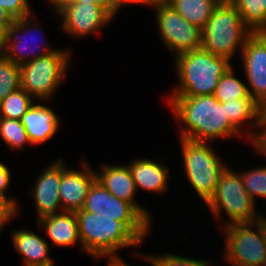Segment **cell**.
<instances>
[{
	"instance_id": "42",
	"label": "cell",
	"mask_w": 266,
	"mask_h": 266,
	"mask_svg": "<svg viewBox=\"0 0 266 266\" xmlns=\"http://www.w3.org/2000/svg\"><path fill=\"white\" fill-rule=\"evenodd\" d=\"M260 109L261 115L258 122H266V102L261 106Z\"/></svg>"
},
{
	"instance_id": "31",
	"label": "cell",
	"mask_w": 266,
	"mask_h": 266,
	"mask_svg": "<svg viewBox=\"0 0 266 266\" xmlns=\"http://www.w3.org/2000/svg\"><path fill=\"white\" fill-rule=\"evenodd\" d=\"M0 6L14 20L30 16L34 13L30 0H0Z\"/></svg>"
},
{
	"instance_id": "18",
	"label": "cell",
	"mask_w": 266,
	"mask_h": 266,
	"mask_svg": "<svg viewBox=\"0 0 266 266\" xmlns=\"http://www.w3.org/2000/svg\"><path fill=\"white\" fill-rule=\"evenodd\" d=\"M50 102L35 101L21 118L32 146L37 147L50 141L61 127L60 117L57 111L49 106Z\"/></svg>"
},
{
	"instance_id": "45",
	"label": "cell",
	"mask_w": 266,
	"mask_h": 266,
	"mask_svg": "<svg viewBox=\"0 0 266 266\" xmlns=\"http://www.w3.org/2000/svg\"><path fill=\"white\" fill-rule=\"evenodd\" d=\"M262 266H266V254H265V259L263 260Z\"/></svg>"
},
{
	"instance_id": "27",
	"label": "cell",
	"mask_w": 266,
	"mask_h": 266,
	"mask_svg": "<svg viewBox=\"0 0 266 266\" xmlns=\"http://www.w3.org/2000/svg\"><path fill=\"white\" fill-rule=\"evenodd\" d=\"M239 171L242 182L250 198L255 202L260 198L266 201V163L260 166L246 167ZM257 199V200H256Z\"/></svg>"
},
{
	"instance_id": "32",
	"label": "cell",
	"mask_w": 266,
	"mask_h": 266,
	"mask_svg": "<svg viewBox=\"0 0 266 266\" xmlns=\"http://www.w3.org/2000/svg\"><path fill=\"white\" fill-rule=\"evenodd\" d=\"M248 145L253 147L254 155H257L260 159L266 158V122H258L253 136L248 141Z\"/></svg>"
},
{
	"instance_id": "8",
	"label": "cell",
	"mask_w": 266,
	"mask_h": 266,
	"mask_svg": "<svg viewBox=\"0 0 266 266\" xmlns=\"http://www.w3.org/2000/svg\"><path fill=\"white\" fill-rule=\"evenodd\" d=\"M223 237L220 261L230 266H262L266 254V232L256 221L234 223L219 229Z\"/></svg>"
},
{
	"instance_id": "43",
	"label": "cell",
	"mask_w": 266,
	"mask_h": 266,
	"mask_svg": "<svg viewBox=\"0 0 266 266\" xmlns=\"http://www.w3.org/2000/svg\"><path fill=\"white\" fill-rule=\"evenodd\" d=\"M257 34L264 40V42L266 43V26L261 28Z\"/></svg>"
},
{
	"instance_id": "39",
	"label": "cell",
	"mask_w": 266,
	"mask_h": 266,
	"mask_svg": "<svg viewBox=\"0 0 266 266\" xmlns=\"http://www.w3.org/2000/svg\"><path fill=\"white\" fill-rule=\"evenodd\" d=\"M6 47V27L0 25V56L4 55Z\"/></svg>"
},
{
	"instance_id": "19",
	"label": "cell",
	"mask_w": 266,
	"mask_h": 266,
	"mask_svg": "<svg viewBox=\"0 0 266 266\" xmlns=\"http://www.w3.org/2000/svg\"><path fill=\"white\" fill-rule=\"evenodd\" d=\"M44 237L28 228L11 231L12 246L21 256L22 266H57L51 258V246Z\"/></svg>"
},
{
	"instance_id": "11",
	"label": "cell",
	"mask_w": 266,
	"mask_h": 266,
	"mask_svg": "<svg viewBox=\"0 0 266 266\" xmlns=\"http://www.w3.org/2000/svg\"><path fill=\"white\" fill-rule=\"evenodd\" d=\"M159 39L172 59L177 55L200 49L202 30L186 21L169 3L152 7Z\"/></svg>"
},
{
	"instance_id": "24",
	"label": "cell",
	"mask_w": 266,
	"mask_h": 266,
	"mask_svg": "<svg viewBox=\"0 0 266 266\" xmlns=\"http://www.w3.org/2000/svg\"><path fill=\"white\" fill-rule=\"evenodd\" d=\"M241 15L246 26L257 33L266 26V0H229Z\"/></svg>"
},
{
	"instance_id": "40",
	"label": "cell",
	"mask_w": 266,
	"mask_h": 266,
	"mask_svg": "<svg viewBox=\"0 0 266 266\" xmlns=\"http://www.w3.org/2000/svg\"><path fill=\"white\" fill-rule=\"evenodd\" d=\"M106 266H131L128 261L123 260H106ZM133 266V265H132Z\"/></svg>"
},
{
	"instance_id": "12",
	"label": "cell",
	"mask_w": 266,
	"mask_h": 266,
	"mask_svg": "<svg viewBox=\"0 0 266 266\" xmlns=\"http://www.w3.org/2000/svg\"><path fill=\"white\" fill-rule=\"evenodd\" d=\"M54 17L59 30L74 41L96 36L114 23V18L102 7L93 3L73 2L62 7ZM106 27V28H105Z\"/></svg>"
},
{
	"instance_id": "15",
	"label": "cell",
	"mask_w": 266,
	"mask_h": 266,
	"mask_svg": "<svg viewBox=\"0 0 266 266\" xmlns=\"http://www.w3.org/2000/svg\"><path fill=\"white\" fill-rule=\"evenodd\" d=\"M249 95L262 106L266 102V43L253 33L239 56Z\"/></svg>"
},
{
	"instance_id": "17",
	"label": "cell",
	"mask_w": 266,
	"mask_h": 266,
	"mask_svg": "<svg viewBox=\"0 0 266 266\" xmlns=\"http://www.w3.org/2000/svg\"><path fill=\"white\" fill-rule=\"evenodd\" d=\"M128 162L138 193L142 190L162 197L171 189L169 180L173 177L170 175L172 168L161 161V158L156 161L154 158L139 156Z\"/></svg>"
},
{
	"instance_id": "1",
	"label": "cell",
	"mask_w": 266,
	"mask_h": 266,
	"mask_svg": "<svg viewBox=\"0 0 266 266\" xmlns=\"http://www.w3.org/2000/svg\"><path fill=\"white\" fill-rule=\"evenodd\" d=\"M165 100L175 118L178 138L211 143L234 138L249 141L227 118L225 102L214 95L166 96Z\"/></svg>"
},
{
	"instance_id": "16",
	"label": "cell",
	"mask_w": 266,
	"mask_h": 266,
	"mask_svg": "<svg viewBox=\"0 0 266 266\" xmlns=\"http://www.w3.org/2000/svg\"><path fill=\"white\" fill-rule=\"evenodd\" d=\"M95 170L96 180L116 198L130 203L151 225L154 224L155 213L137 201V190L127 163H102Z\"/></svg>"
},
{
	"instance_id": "29",
	"label": "cell",
	"mask_w": 266,
	"mask_h": 266,
	"mask_svg": "<svg viewBox=\"0 0 266 266\" xmlns=\"http://www.w3.org/2000/svg\"><path fill=\"white\" fill-rule=\"evenodd\" d=\"M21 88V71L7 57L0 56V102L11 92Z\"/></svg>"
},
{
	"instance_id": "7",
	"label": "cell",
	"mask_w": 266,
	"mask_h": 266,
	"mask_svg": "<svg viewBox=\"0 0 266 266\" xmlns=\"http://www.w3.org/2000/svg\"><path fill=\"white\" fill-rule=\"evenodd\" d=\"M71 56L70 49L56 48L53 52L21 65V88L36 101L54 100L67 79L73 62Z\"/></svg>"
},
{
	"instance_id": "13",
	"label": "cell",
	"mask_w": 266,
	"mask_h": 266,
	"mask_svg": "<svg viewBox=\"0 0 266 266\" xmlns=\"http://www.w3.org/2000/svg\"><path fill=\"white\" fill-rule=\"evenodd\" d=\"M79 167L69 164L61 157V182L59 196L62 211L81 210L91 185L96 181L93 165L81 155ZM92 166V167H91Z\"/></svg>"
},
{
	"instance_id": "28",
	"label": "cell",
	"mask_w": 266,
	"mask_h": 266,
	"mask_svg": "<svg viewBox=\"0 0 266 266\" xmlns=\"http://www.w3.org/2000/svg\"><path fill=\"white\" fill-rule=\"evenodd\" d=\"M165 252V253H164ZM162 253V254H161ZM161 253L156 254V252H147L143 255L150 261L152 266H217L212 263V260L208 259H199L193 257L184 256L185 254L176 252H166L161 251Z\"/></svg>"
},
{
	"instance_id": "2",
	"label": "cell",
	"mask_w": 266,
	"mask_h": 266,
	"mask_svg": "<svg viewBox=\"0 0 266 266\" xmlns=\"http://www.w3.org/2000/svg\"><path fill=\"white\" fill-rule=\"evenodd\" d=\"M75 213L82 251L93 261L123 260L120 250L126 248L133 249L131 256L136 260L143 255V251L136 250L143 243L122 222L85 210Z\"/></svg>"
},
{
	"instance_id": "37",
	"label": "cell",
	"mask_w": 266,
	"mask_h": 266,
	"mask_svg": "<svg viewBox=\"0 0 266 266\" xmlns=\"http://www.w3.org/2000/svg\"><path fill=\"white\" fill-rule=\"evenodd\" d=\"M14 22V19L9 15L7 11H5L0 6V25L7 27L8 25L12 24Z\"/></svg>"
},
{
	"instance_id": "5",
	"label": "cell",
	"mask_w": 266,
	"mask_h": 266,
	"mask_svg": "<svg viewBox=\"0 0 266 266\" xmlns=\"http://www.w3.org/2000/svg\"><path fill=\"white\" fill-rule=\"evenodd\" d=\"M180 157L184 181L190 184V189L206 204L214 195L218 179L228 165L220 156L211 142H197L186 138H179ZM214 147V148H213Z\"/></svg>"
},
{
	"instance_id": "36",
	"label": "cell",
	"mask_w": 266,
	"mask_h": 266,
	"mask_svg": "<svg viewBox=\"0 0 266 266\" xmlns=\"http://www.w3.org/2000/svg\"><path fill=\"white\" fill-rule=\"evenodd\" d=\"M46 4L51 8L52 13L56 14L62 7L75 2V0H46ZM53 8V9H52Z\"/></svg>"
},
{
	"instance_id": "30",
	"label": "cell",
	"mask_w": 266,
	"mask_h": 266,
	"mask_svg": "<svg viewBox=\"0 0 266 266\" xmlns=\"http://www.w3.org/2000/svg\"><path fill=\"white\" fill-rule=\"evenodd\" d=\"M12 174L13 173L11 169L8 167V164L7 163L5 164V162H1L0 160V200L10 203L12 206H14L17 209V217H18L21 213L20 211L22 203L20 202V199L17 200L18 197L16 195L14 196V193L12 195L9 194V189L12 188L10 186L14 178L12 177Z\"/></svg>"
},
{
	"instance_id": "35",
	"label": "cell",
	"mask_w": 266,
	"mask_h": 266,
	"mask_svg": "<svg viewBox=\"0 0 266 266\" xmlns=\"http://www.w3.org/2000/svg\"><path fill=\"white\" fill-rule=\"evenodd\" d=\"M110 1V6L111 8L119 14L125 6H133V5H138L137 0H109Z\"/></svg>"
},
{
	"instance_id": "25",
	"label": "cell",
	"mask_w": 266,
	"mask_h": 266,
	"mask_svg": "<svg viewBox=\"0 0 266 266\" xmlns=\"http://www.w3.org/2000/svg\"><path fill=\"white\" fill-rule=\"evenodd\" d=\"M0 139L7 149L13 151H25L32 144L21 120L0 117Z\"/></svg>"
},
{
	"instance_id": "20",
	"label": "cell",
	"mask_w": 266,
	"mask_h": 266,
	"mask_svg": "<svg viewBox=\"0 0 266 266\" xmlns=\"http://www.w3.org/2000/svg\"><path fill=\"white\" fill-rule=\"evenodd\" d=\"M38 230L45 232V237L49 238L50 246L60 249L73 248L76 244L82 250V244L79 238L78 223L75 212L63 211L61 213L41 218L37 221Z\"/></svg>"
},
{
	"instance_id": "41",
	"label": "cell",
	"mask_w": 266,
	"mask_h": 266,
	"mask_svg": "<svg viewBox=\"0 0 266 266\" xmlns=\"http://www.w3.org/2000/svg\"><path fill=\"white\" fill-rule=\"evenodd\" d=\"M266 208H264L265 210ZM264 212L262 210H259V218H258V222L262 225L263 229L266 232V213L263 214Z\"/></svg>"
},
{
	"instance_id": "38",
	"label": "cell",
	"mask_w": 266,
	"mask_h": 266,
	"mask_svg": "<svg viewBox=\"0 0 266 266\" xmlns=\"http://www.w3.org/2000/svg\"><path fill=\"white\" fill-rule=\"evenodd\" d=\"M169 0H137V3L139 6H143V7H154L156 5H159V4H165V3H168ZM141 4V5H140Z\"/></svg>"
},
{
	"instance_id": "10",
	"label": "cell",
	"mask_w": 266,
	"mask_h": 266,
	"mask_svg": "<svg viewBox=\"0 0 266 266\" xmlns=\"http://www.w3.org/2000/svg\"><path fill=\"white\" fill-rule=\"evenodd\" d=\"M81 210L122 222L143 244L152 225L128 202L113 196L97 180L91 185Z\"/></svg>"
},
{
	"instance_id": "9",
	"label": "cell",
	"mask_w": 266,
	"mask_h": 266,
	"mask_svg": "<svg viewBox=\"0 0 266 266\" xmlns=\"http://www.w3.org/2000/svg\"><path fill=\"white\" fill-rule=\"evenodd\" d=\"M42 26L34 13L14 20L12 24L6 27L4 56L17 66H21L33 59L55 51L57 47L52 44L50 46L49 39L45 35L46 31Z\"/></svg>"
},
{
	"instance_id": "46",
	"label": "cell",
	"mask_w": 266,
	"mask_h": 266,
	"mask_svg": "<svg viewBox=\"0 0 266 266\" xmlns=\"http://www.w3.org/2000/svg\"><path fill=\"white\" fill-rule=\"evenodd\" d=\"M0 204H10V203H7V202H4V201L0 200Z\"/></svg>"
},
{
	"instance_id": "4",
	"label": "cell",
	"mask_w": 266,
	"mask_h": 266,
	"mask_svg": "<svg viewBox=\"0 0 266 266\" xmlns=\"http://www.w3.org/2000/svg\"><path fill=\"white\" fill-rule=\"evenodd\" d=\"M253 32L229 0H221L202 29V46L215 56L235 62Z\"/></svg>"
},
{
	"instance_id": "21",
	"label": "cell",
	"mask_w": 266,
	"mask_h": 266,
	"mask_svg": "<svg viewBox=\"0 0 266 266\" xmlns=\"http://www.w3.org/2000/svg\"><path fill=\"white\" fill-rule=\"evenodd\" d=\"M260 108L253 98L225 102L227 118L248 140L256 130L261 115Z\"/></svg>"
},
{
	"instance_id": "26",
	"label": "cell",
	"mask_w": 266,
	"mask_h": 266,
	"mask_svg": "<svg viewBox=\"0 0 266 266\" xmlns=\"http://www.w3.org/2000/svg\"><path fill=\"white\" fill-rule=\"evenodd\" d=\"M35 101L23 88L11 92L0 102V117L21 120Z\"/></svg>"
},
{
	"instance_id": "33",
	"label": "cell",
	"mask_w": 266,
	"mask_h": 266,
	"mask_svg": "<svg viewBox=\"0 0 266 266\" xmlns=\"http://www.w3.org/2000/svg\"><path fill=\"white\" fill-rule=\"evenodd\" d=\"M17 219V209L11 204H0V235L3 233L4 227Z\"/></svg>"
},
{
	"instance_id": "6",
	"label": "cell",
	"mask_w": 266,
	"mask_h": 266,
	"mask_svg": "<svg viewBox=\"0 0 266 266\" xmlns=\"http://www.w3.org/2000/svg\"><path fill=\"white\" fill-rule=\"evenodd\" d=\"M232 168L228 164L222 171L214 195L205 204L215 223L218 221L217 229L234 223L256 222L259 218L257 203L246 191L240 169Z\"/></svg>"
},
{
	"instance_id": "3",
	"label": "cell",
	"mask_w": 266,
	"mask_h": 266,
	"mask_svg": "<svg viewBox=\"0 0 266 266\" xmlns=\"http://www.w3.org/2000/svg\"><path fill=\"white\" fill-rule=\"evenodd\" d=\"M172 64L178 80L166 96L213 95L220 78L233 65L202 48L177 55Z\"/></svg>"
},
{
	"instance_id": "22",
	"label": "cell",
	"mask_w": 266,
	"mask_h": 266,
	"mask_svg": "<svg viewBox=\"0 0 266 266\" xmlns=\"http://www.w3.org/2000/svg\"><path fill=\"white\" fill-rule=\"evenodd\" d=\"M221 0H169L168 3L189 23L204 28Z\"/></svg>"
},
{
	"instance_id": "34",
	"label": "cell",
	"mask_w": 266,
	"mask_h": 266,
	"mask_svg": "<svg viewBox=\"0 0 266 266\" xmlns=\"http://www.w3.org/2000/svg\"><path fill=\"white\" fill-rule=\"evenodd\" d=\"M75 2L93 3L104 8L114 19L118 14L111 8L109 0H75Z\"/></svg>"
},
{
	"instance_id": "14",
	"label": "cell",
	"mask_w": 266,
	"mask_h": 266,
	"mask_svg": "<svg viewBox=\"0 0 266 266\" xmlns=\"http://www.w3.org/2000/svg\"><path fill=\"white\" fill-rule=\"evenodd\" d=\"M28 194L33 200L35 207V218L39 221L41 218L55 215L63 212L59 196V186L61 182V157H56L53 161L44 165L38 177H34Z\"/></svg>"
},
{
	"instance_id": "23",
	"label": "cell",
	"mask_w": 266,
	"mask_h": 266,
	"mask_svg": "<svg viewBox=\"0 0 266 266\" xmlns=\"http://www.w3.org/2000/svg\"><path fill=\"white\" fill-rule=\"evenodd\" d=\"M235 64L228 69V71L220 78L214 97L221 103L227 101H234L242 98H252L249 95L246 81L237 77Z\"/></svg>"
},
{
	"instance_id": "44",
	"label": "cell",
	"mask_w": 266,
	"mask_h": 266,
	"mask_svg": "<svg viewBox=\"0 0 266 266\" xmlns=\"http://www.w3.org/2000/svg\"><path fill=\"white\" fill-rule=\"evenodd\" d=\"M138 260H143L144 261V264L145 265H151L152 266V264L150 263V261L144 256V255H141V256H139L138 258H137Z\"/></svg>"
}]
</instances>
